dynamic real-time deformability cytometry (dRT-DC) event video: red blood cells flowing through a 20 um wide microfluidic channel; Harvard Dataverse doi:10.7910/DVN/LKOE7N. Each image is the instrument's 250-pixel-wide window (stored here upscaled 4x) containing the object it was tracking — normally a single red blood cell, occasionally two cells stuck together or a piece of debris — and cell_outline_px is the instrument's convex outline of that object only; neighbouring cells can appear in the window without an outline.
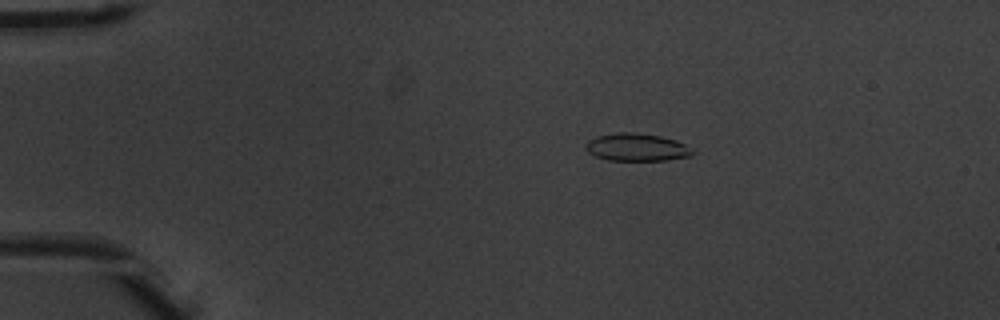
{"species": "common noctule bat (a hibernating species)", "species_latin": "Nyctalus noctula", "temperature_condition": "warm", "stored_images_in_passage": 47, "camera_frame_rate_fps": 3000, "um_per_image_px": 0.085, "animal": {"sex": "male", "body_mass_g": 20.1, "forearm_length_mm": 53.5}, "frame": {"image": 1, "passage_image": 5, "time_ms": 1.333, "image_size_px": [1000, 320], "cell_outline_px": [[696, 152], [692, 156], [668, 160], [608, 160], [596, 156], [588, 152], [584, 148], [584, 144], [588, 140], [596, 136], [616, 132], [636, 132], [660, 136], [676, 140], [684, 144]], "centroid_in_image_um": [54.11, 12.51], "position_along_channel_um": 30.9, "area_um2": 17.4}}
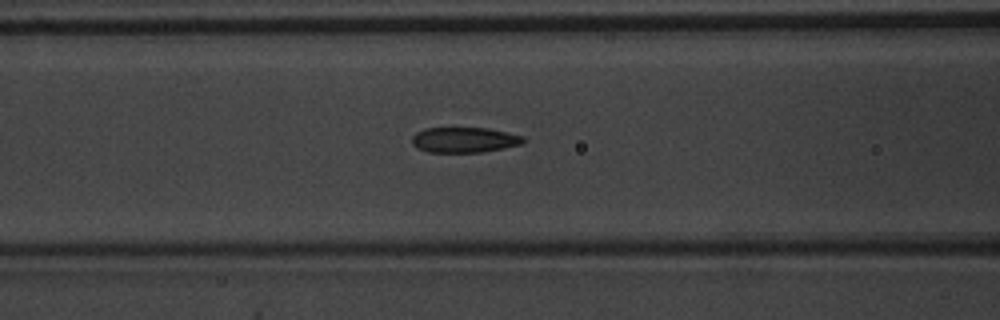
{"frame": {"image": 2, "passage_image": 17, "time_ms": 5.333, "image_size_px": [1000, 320], "cell_outline_px": [[528, 140], [524, 144], [504, 148], [480, 152], [428, 152], [416, 148], [412, 144], [412, 136], [416, 132], [424, 128], [488, 128], [524, 136]], "centroid_in_image_um": [39.49, 11.89], "position_along_channel_um": 127.1, "area_um2": 16.65}}
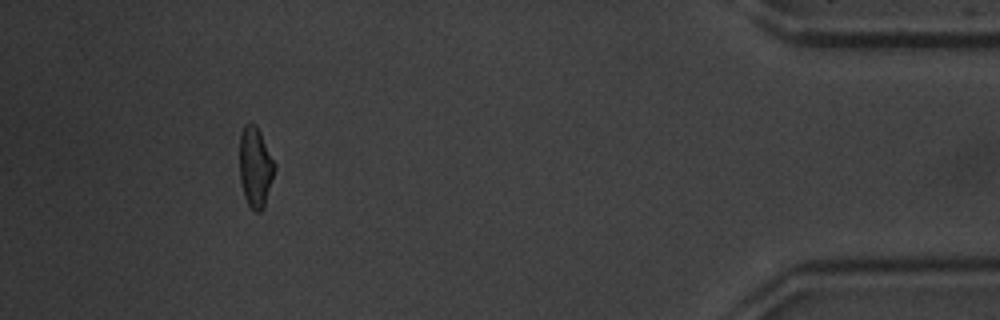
{"frame": {"image": 3, "passage_image": 43, "time_ms": 14.0, "image_size_px": [1000, 320], "cell_outline_px": [[276, 168], [264, 208], [260, 212], [256, 212], [248, 204], [244, 196], [240, 180], [240, 136], [244, 124], [248, 120], [252, 120], [256, 124], [276, 164]], "centroid_in_image_um": [21.71, 14.16], "position_along_channel_um": 413.5, "area_um2": 16.65}, "authors_computed_cell_mechanics": {"area_um2": 16.9932, "velocity_mm_per_s": 3.9474, "shape_relaxation_time_tau1_ms": 4.5773, "shape_relaxation_time_tau2_ms": 1.3438, "deformation_change_tau1": 0.1626, "deformation_change_tau2": 0.0706}}